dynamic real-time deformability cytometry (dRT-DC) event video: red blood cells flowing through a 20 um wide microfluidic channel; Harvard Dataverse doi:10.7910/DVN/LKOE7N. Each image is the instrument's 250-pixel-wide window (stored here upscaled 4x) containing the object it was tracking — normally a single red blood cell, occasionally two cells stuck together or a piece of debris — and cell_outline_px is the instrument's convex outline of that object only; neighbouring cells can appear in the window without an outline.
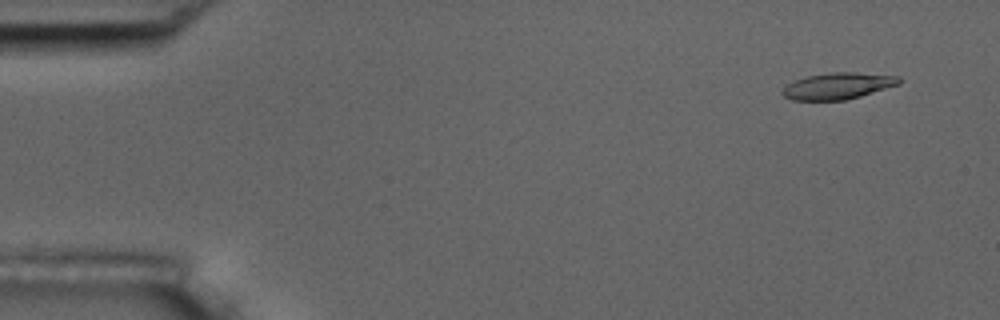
{"species": "common noctule bat (a hibernating species)", "species_latin": "Nyctalus noctula", "temperature_condition": "room temperature", "stored_images_in_passage": 7, "camera_frame_rate_fps": 3000, "um_per_image_px": 0.085, "animal": {"sex": "male", "body_mass_g": 17.5, "forearm_length_mm": 52.3}, "frame": {"image": 1, "passage_image": 1, "time_ms": 0.0, "image_size_px": [1000, 320], "cell_outline_px": [[900, 84], [860, 96], [844, 100], [792, 100], [784, 96], [780, 92], [784, 84], [792, 80], [808, 76], [832, 72], [852, 72], [900, 76]], "centroid_in_image_um": [71.16, 7.3], "position_along_channel_um": 13.8, "area_um2": 18.09}}
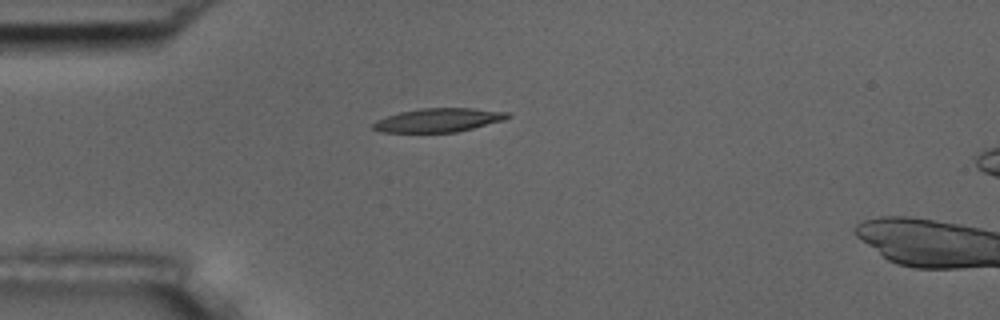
{"frame": {"image": 2, "passage_image": 4, "time_ms": 3.667, "image_size_px": [1000, 320], "cell_outline_px": [[512, 116], [504, 120], [456, 132], [380, 132], [372, 128], [372, 124], [376, 120], [400, 112], [420, 108], [472, 108], [508, 112]], "centroid_in_image_um": [37.27, 10.2], "position_along_channel_um": 47.7, "area_um2": 18.5}}